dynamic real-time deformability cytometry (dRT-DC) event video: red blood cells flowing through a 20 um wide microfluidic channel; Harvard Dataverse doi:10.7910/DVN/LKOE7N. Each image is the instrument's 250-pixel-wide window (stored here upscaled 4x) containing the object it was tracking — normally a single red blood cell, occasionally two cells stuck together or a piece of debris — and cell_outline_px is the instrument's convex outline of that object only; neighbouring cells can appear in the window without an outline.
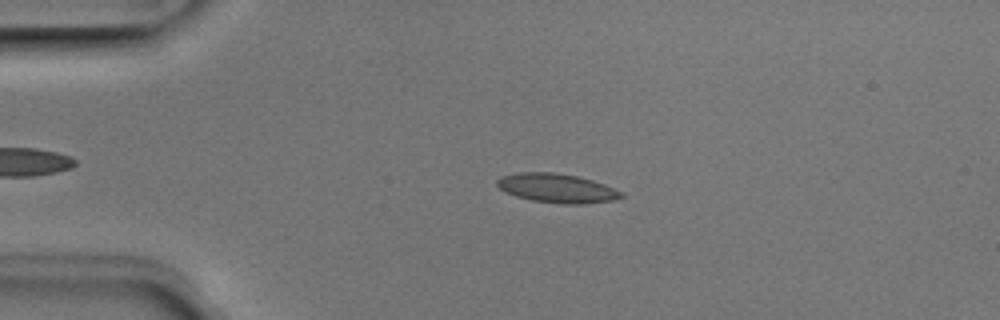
{"species": "Egyptian fruit bat (a non-hibernating species)", "species_latin": "Rousettus aegyptiacus", "temperature_condition": "room temperature", "stored_images_in_passage": 4, "camera_frame_rate_fps": 3000, "um_per_image_px": 0.085, "animal": {"sex": "male"}, "frame": {"image": 1, "passage_image": 3, "time_ms": 0.667, "image_size_px": [1000, 320], "cell_outline_px": [[624, 196], [612, 200], [580, 204], [560, 204], [532, 200], [516, 196], [504, 192], [496, 184], [496, 180], [500, 176], [520, 172], [552, 172], [576, 176], [592, 180], [604, 184], [624, 192]], "centroid_in_image_um": [47.31, 15.99], "position_along_channel_um": 37.7, "area_um2": 21.04}}